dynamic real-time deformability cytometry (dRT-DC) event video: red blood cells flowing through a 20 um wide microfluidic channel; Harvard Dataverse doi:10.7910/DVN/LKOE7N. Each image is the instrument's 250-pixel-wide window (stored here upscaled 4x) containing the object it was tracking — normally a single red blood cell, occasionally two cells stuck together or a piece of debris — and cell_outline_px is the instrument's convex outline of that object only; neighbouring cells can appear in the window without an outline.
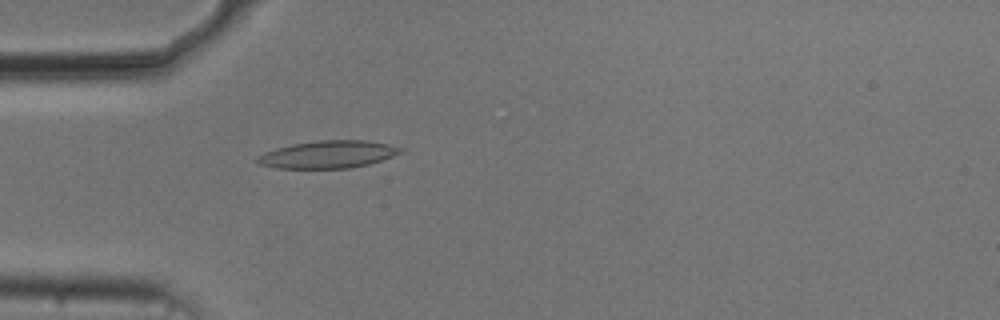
{"species": "common noctule bat (a hibernating species)", "species_latin": "Nyctalus noctula", "temperature_condition": "cold", "stored_images_in_passage": 46, "camera_frame_rate_fps": 3000, "um_per_image_px": 0.085, "animal": {"sex": "male", "body_mass_g": 20.5, "forearm_length_mm": 52.5}, "frame": {"image": 1, "passage_image": 8, "time_ms": 2.333, "image_size_px": [1000, 320], "cell_outline_px": [[404, 152], [368, 164], [348, 168], [276, 168], [260, 164], [252, 160], [256, 156], [264, 152], [276, 148], [292, 144], [320, 140], [368, 140], [388, 144], [404, 148]], "centroid_in_image_um": [27.85, 13.12], "position_along_channel_um": 57.1, "area_um2": 23.0}}
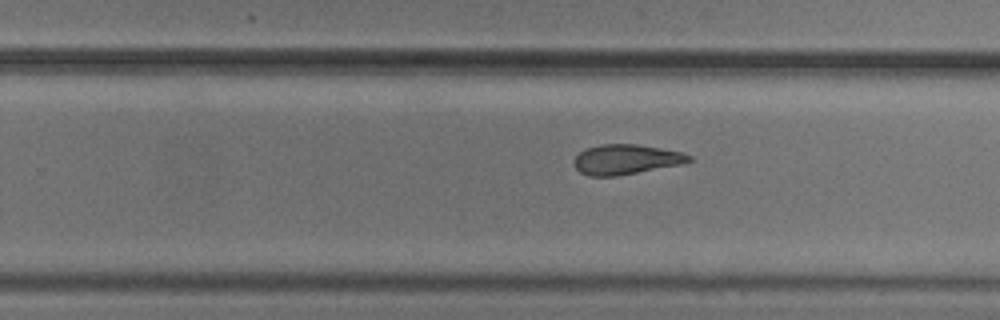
{"frame": {"image": 2, "passage_image": 26, "time_ms": 8.333, "image_size_px": [1000, 320], "cell_outline_px": [[692, 160], [680, 164], [616, 176], [588, 176], [580, 172], [572, 164], [572, 160], [580, 152], [588, 148], [600, 144], [636, 144], [660, 148], [680, 152], [692, 156]], "centroid_in_image_um": [53.15, 13.55], "position_along_channel_um": 276.6, "area_um2": 19.88}}
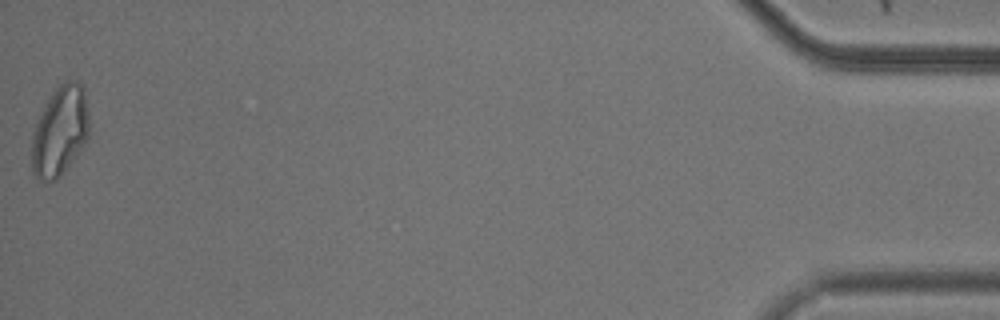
{"frame": {"image": 3, "passage_image": 46, "time_ms": 15.0, "image_size_px": [1000, 320], "cell_outline_px": [[88, 136], [84, 144], [76, 156], [60, 176], [56, 180], [44, 184], [36, 180], [32, 172], [32, 132], [52, 92], [64, 80], [80, 80], [84, 84], [88, 112]], "centroid_in_image_um": [5.09, 11.16], "position_along_channel_um": 430.1, "area_um2": 30.35}, "authors_computed_cell_mechanics": {"area_um2": 21.675, "velocity_mm_per_s": 3.7293, "shape_relaxation_time_tau1_ms": 7.71, "shape_relaxation_time_tau2_ms": 4.093, "deformation_change_tau1": 0.2191, "deformation_change_tau2": 0.1355}}